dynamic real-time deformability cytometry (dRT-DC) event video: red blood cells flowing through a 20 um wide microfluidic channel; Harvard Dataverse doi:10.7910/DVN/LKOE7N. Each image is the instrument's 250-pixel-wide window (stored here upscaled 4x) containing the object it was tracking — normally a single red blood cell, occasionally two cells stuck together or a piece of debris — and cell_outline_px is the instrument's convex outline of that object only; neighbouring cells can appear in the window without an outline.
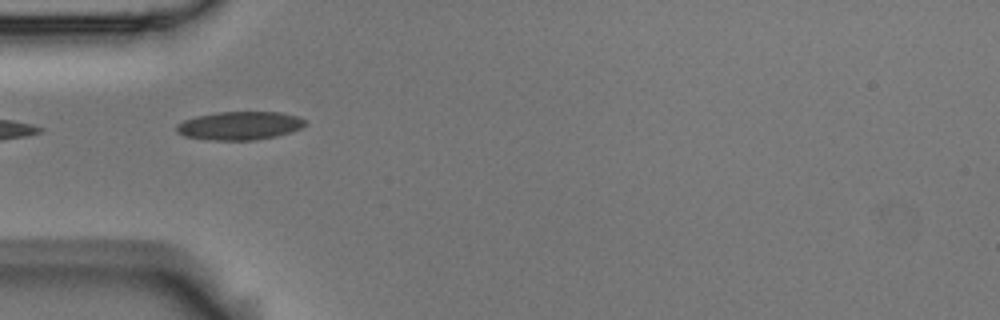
{"species": "Egyptian fruit bat (a non-hibernating species)", "species_latin": "Rousettus aegyptiacus", "temperature_condition": "room temperature", "stored_images_in_passage": 3, "camera_frame_rate_fps": 3000, "um_per_image_px": 0.085, "animal": {"sex": "male"}, "frame": {"image": 1, "passage_image": 1, "time_ms": 0.0, "image_size_px": [1000, 320], "cell_outline_px": [[308, 124], [292, 132], [276, 136], [256, 140], [216, 140], [184, 136], [176, 132], [176, 124], [184, 120], [196, 116], [220, 112], [280, 112], [296, 116], [308, 120]], "centroid_in_image_um": [20.4, 10.68], "position_along_channel_um": 64.6, "area_um2": 21.33}}
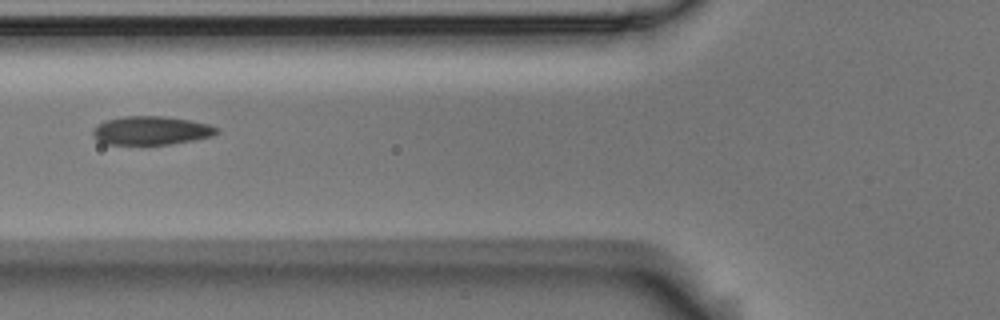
{"frame": {"image": 2, "passage_image": 2, "time_ms": 0.333, "image_size_px": [1000, 320], "cell_outline_px": [[220, 132], [212, 136], [172, 144], [104, 144], [92, 132], [96, 124], [104, 120], [124, 116], [164, 116], [188, 120], [208, 124], [220, 128]], "centroid_in_image_um": [12.87, 11.08], "position_along_channel_um": 112.9, "area_um2": 20.58}}
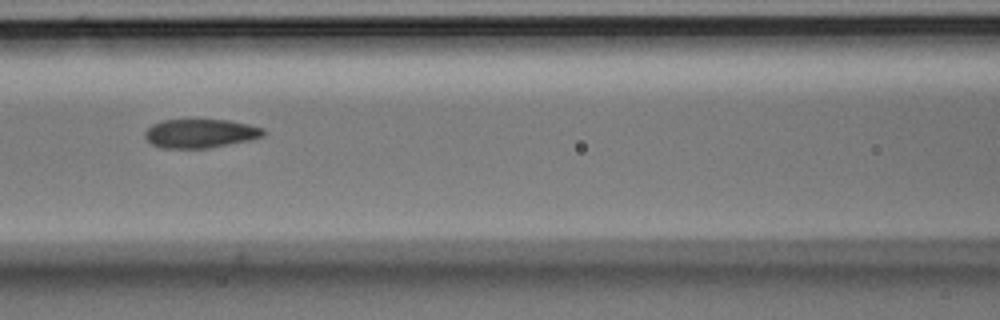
{"frame": {"image": 3, "passage_image": 3, "time_ms": 0.667, "image_size_px": [1000, 320], "cell_outline_px": [[264, 136], [248, 140], [208, 148], [160, 148], [152, 144], [144, 136], [144, 132], [152, 124], [164, 120], [228, 120], [248, 124], [264, 128]], "centroid_in_image_um": [17.01, 11.34], "position_along_channel_um": 149.6, "area_um2": 19.77}}